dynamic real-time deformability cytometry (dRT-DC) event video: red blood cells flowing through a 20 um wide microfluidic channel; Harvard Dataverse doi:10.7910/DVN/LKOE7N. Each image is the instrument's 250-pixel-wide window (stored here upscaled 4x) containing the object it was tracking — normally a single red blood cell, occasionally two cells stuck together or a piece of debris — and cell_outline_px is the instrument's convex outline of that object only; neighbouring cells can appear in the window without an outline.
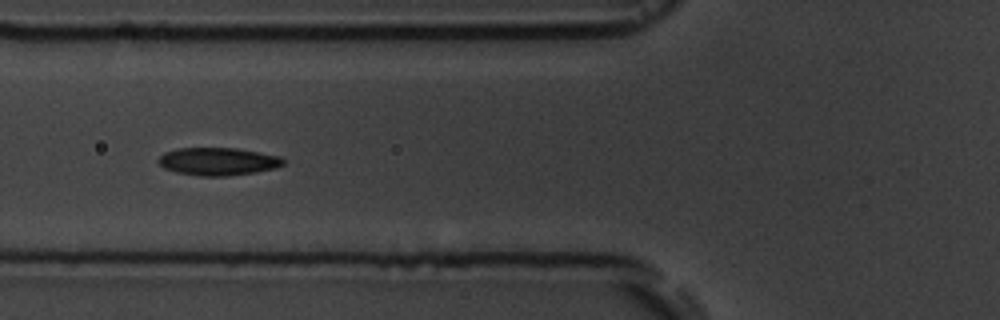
{"species": "common noctule bat (a hibernating species)", "species_latin": "Nyctalus noctula", "temperature_condition": "room temperature", "stored_images_in_passage": 14, "camera_frame_rate_fps": 3000, "um_per_image_px": 0.085, "animal": {"sex": "male", "body_mass_g": 19.5, "forearm_length_mm": 54.6}, "frame": {"image": 1, "passage_image": 5, "time_ms": 5.667, "image_size_px": [1000, 320], "cell_outline_px": [[284, 164], [276, 168], [256, 172], [228, 176], [200, 176], [176, 172], [164, 168], [156, 160], [164, 152], [176, 148], [236, 148], [280, 156], [284, 160]], "centroid_in_image_um": [18.51, 13.72], "position_along_channel_um": 107.3, "area_um2": 20.29}}
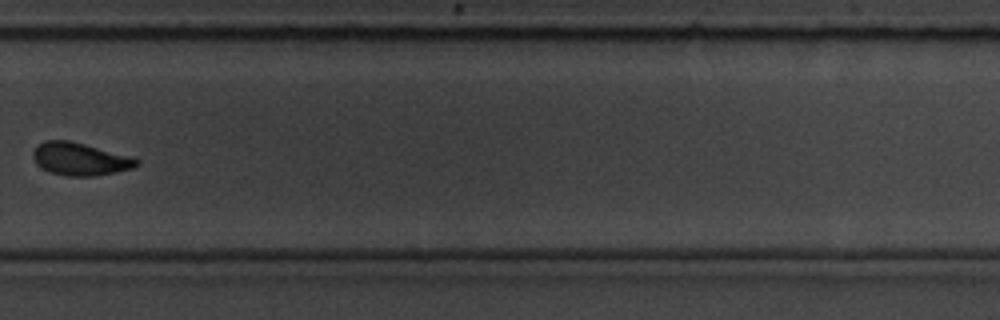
{"frame": {"image": 2, "passage_image": 10, "time_ms": 11.667, "image_size_px": [1000, 320], "cell_outline_px": [[140, 164], [132, 168], [116, 172], [92, 176], [68, 176], [52, 172], [36, 164], [32, 156], [32, 152], [44, 140], [68, 140], [132, 156], [140, 160]], "centroid_in_image_um": [6.83, 13.51], "position_along_channel_um": 323.0, "area_um2": 19.59}}
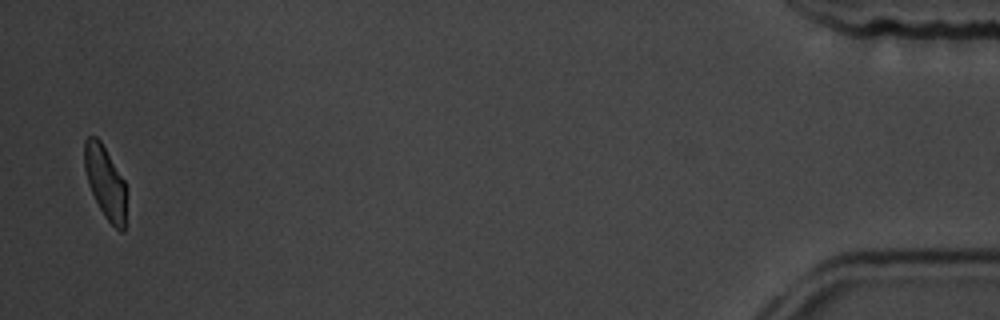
{"frame": {"image": 3, "passage_image": 14, "time_ms": 17.0, "image_size_px": [1000, 320], "cell_outline_px": [[128, 192], [124, 232], [120, 232], [104, 216], [88, 184], [84, 168], [84, 140], [88, 136], [96, 136], [100, 140], [124, 180], [128, 188]], "centroid_in_image_um": [8.98, 15.51], "position_along_channel_um": 426.2, "area_um2": 18.03}, "authors_computed_cell_mechanics": {"area_um2": 19.7387, "velocity_mm_per_s": 3.598, "shape_relaxation_time_tau1_ms": 3.2673, "shape_relaxation_time_tau2_ms": 2.8314, "deformation_change_tau1": 0.1037, "deformation_change_tau2": 0.0528}}